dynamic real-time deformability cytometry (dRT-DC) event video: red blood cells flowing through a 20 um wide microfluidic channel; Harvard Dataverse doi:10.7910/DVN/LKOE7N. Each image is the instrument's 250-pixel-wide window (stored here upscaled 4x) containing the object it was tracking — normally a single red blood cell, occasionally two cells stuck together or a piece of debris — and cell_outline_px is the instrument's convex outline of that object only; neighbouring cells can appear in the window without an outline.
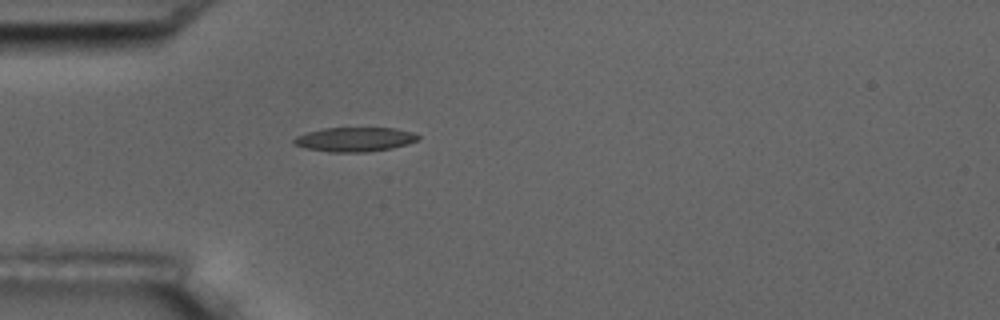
{"species": "common noctule bat (a hibernating species)", "species_latin": "Nyctalus noctula", "temperature_condition": "room temperature", "stored_images_in_passage": 1, "camera_frame_rate_fps": 3000, "um_per_image_px": 0.085, "animal": {"sex": "male", "body_mass_g": 17.5, "forearm_length_mm": 52.3}, "frame": {"image": 1, "passage_image": 1, "time_ms": 0.0, "image_size_px": [1000, 320], "cell_outline_px": [[420, 136], [416, 140], [408, 144], [392, 148], [364, 152], [328, 152], [304, 148], [292, 144], [292, 140], [296, 136], [308, 132], [324, 128], [396, 128], [412, 132]], "centroid_in_image_um": [30.11, 11.85], "position_along_channel_um": 54.9, "area_um2": 17.63}}